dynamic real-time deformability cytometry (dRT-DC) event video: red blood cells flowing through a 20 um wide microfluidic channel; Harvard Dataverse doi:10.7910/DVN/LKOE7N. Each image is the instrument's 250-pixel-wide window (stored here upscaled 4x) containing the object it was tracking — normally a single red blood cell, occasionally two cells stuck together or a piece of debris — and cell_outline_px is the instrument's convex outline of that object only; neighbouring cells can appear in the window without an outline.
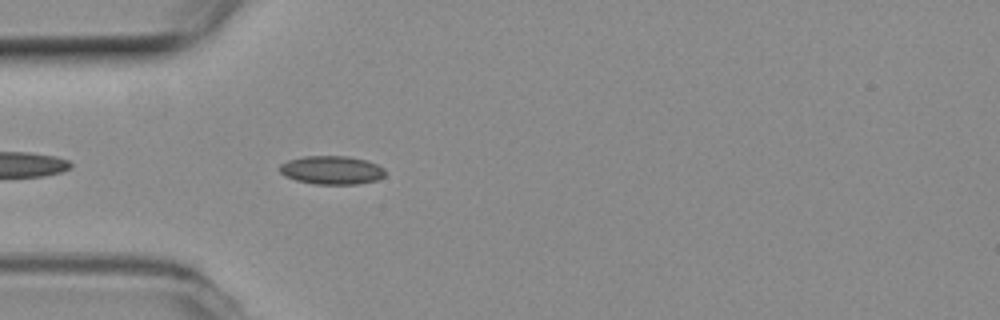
{"species": "common noctule bat (a hibernating species)", "species_latin": "Nyctalus noctula", "temperature_condition": "room temperature", "stored_images_in_passage": 13, "camera_frame_rate_fps": 3000, "um_per_image_px": 0.085, "animal": {"sex": "female", "body_mass_g": 19.3, "forearm_length_mm": 54.1}, "frame": {"image": 1, "passage_image": 4, "time_ms": 1.0, "image_size_px": [1000, 320], "cell_outline_px": [[384, 176], [376, 180], [356, 184], [316, 184], [296, 180], [284, 176], [280, 172], [280, 164], [288, 160], [304, 156], [348, 156], [364, 160], [376, 164], [384, 168]], "centroid_in_image_um": [28.17, 14.46], "position_along_channel_um": 56.8, "area_um2": 17.4}}
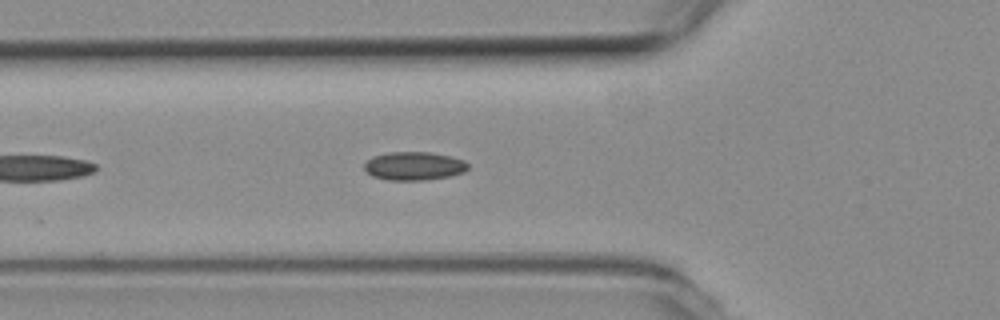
{"frame": {"image": 2, "passage_image": 7, "time_ms": 2.0, "image_size_px": [1000, 320], "cell_outline_px": [[468, 168], [464, 172], [452, 176], [424, 180], [388, 180], [372, 176], [364, 168], [364, 164], [372, 156], [388, 152], [428, 152], [448, 156], [464, 160], [468, 164]], "centroid_in_image_um": [35.19, 14.11], "position_along_channel_um": 90.6, "area_um2": 17.17}}